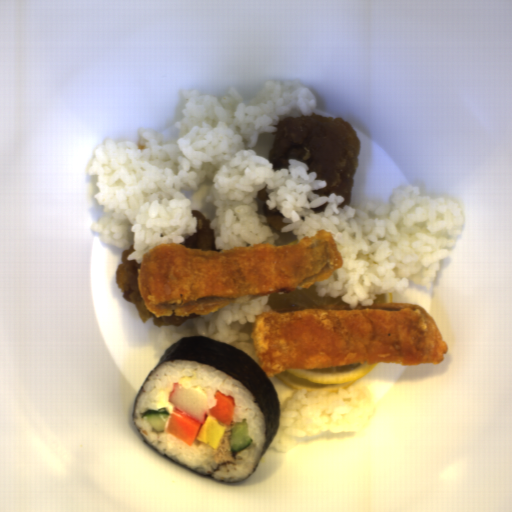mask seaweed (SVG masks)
Listing matches in <instances>:
<instances>
[{"mask_svg": "<svg viewBox=\"0 0 512 512\" xmlns=\"http://www.w3.org/2000/svg\"><path fill=\"white\" fill-rule=\"evenodd\" d=\"M171 360L194 361L217 368L250 391L264 417L266 437L263 454L252 471L254 473L276 436L281 421L277 391L267 374L253 358L235 346L199 335L182 337L167 349L144 380L135 398L134 410L148 379L160 365Z\"/></svg>", "mask_w": 512, "mask_h": 512, "instance_id": "1", "label": "seaweed"}, {"mask_svg": "<svg viewBox=\"0 0 512 512\" xmlns=\"http://www.w3.org/2000/svg\"><path fill=\"white\" fill-rule=\"evenodd\" d=\"M144 442H145L146 444H148V445H149L152 449H154L156 452H158V453H159V454H161L163 457H165L166 459H168V460L172 461L173 463H175V464H177V465H179V466H181V467L185 468L186 470H188V471H190V472H192V473H195V474L202 475V476H205V477H208V478L213 479L212 477H210V476H208V475H205V474H202V473L196 472V471H194V470H192V469H190V468L186 467L185 465H183V464H181V463H179V462H177V461L173 460L172 458H170V457H169V456H167V455H163V454H162L161 452H159L156 448H154L151 444H149V443L146 441V439H145V438H144Z\"/></svg>", "mask_w": 512, "mask_h": 512, "instance_id": "2", "label": "seaweed"}]
</instances>
